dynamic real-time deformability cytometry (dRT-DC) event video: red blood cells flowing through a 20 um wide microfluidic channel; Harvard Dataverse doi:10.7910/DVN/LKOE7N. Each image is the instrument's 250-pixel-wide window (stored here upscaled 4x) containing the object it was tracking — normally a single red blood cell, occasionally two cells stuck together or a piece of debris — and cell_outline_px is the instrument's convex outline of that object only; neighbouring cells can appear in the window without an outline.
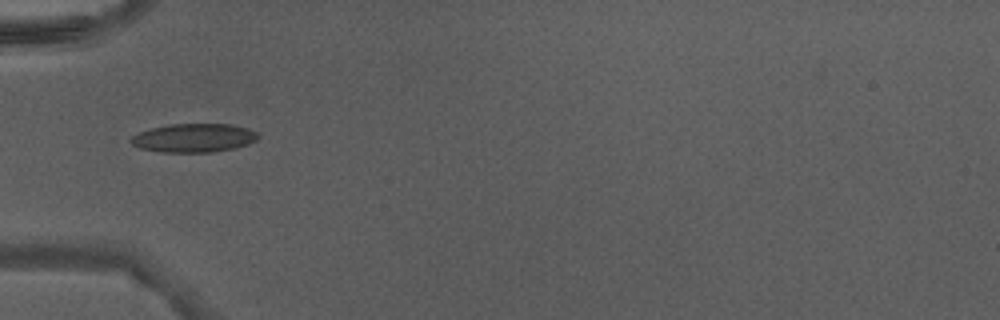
{"species": "Egyptian fruit bat (a non-hibernating species)", "species_latin": "Rousettus aegyptiacus", "temperature_condition": "warm", "stored_images_in_passage": 8, "camera_frame_rate_fps": 3000, "um_per_image_px": 0.085, "animal": {"sex": "male"}, "frame": {"image": 1, "passage_image": 1, "time_ms": 0.0, "image_size_px": [1000, 320], "cell_outline_px": [[260, 136], [256, 140], [248, 144], [232, 148], [212, 152], [164, 152], [140, 148], [132, 144], [128, 140], [132, 136], [140, 132], [152, 128], [172, 124], [232, 124], [248, 128], [256, 132]], "centroid_in_image_um": [16.48, 11.72], "position_along_channel_um": 68.5, "area_um2": 21.1}}